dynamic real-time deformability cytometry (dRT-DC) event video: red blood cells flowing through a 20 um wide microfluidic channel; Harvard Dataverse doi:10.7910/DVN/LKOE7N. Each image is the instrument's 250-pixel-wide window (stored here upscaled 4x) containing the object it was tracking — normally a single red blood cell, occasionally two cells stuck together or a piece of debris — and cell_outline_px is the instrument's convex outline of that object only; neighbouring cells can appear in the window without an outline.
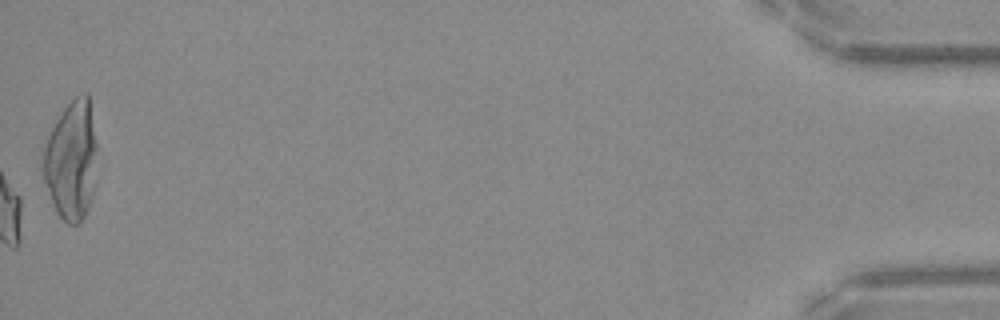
{"species": "Egyptian fruit bat (a non-hibernating species)", "species_latin": "Rousettus aegyptiacus", "temperature_condition": "warm", "stored_images_in_passage": 52, "camera_frame_rate_fps": 3000, "um_per_image_px": 0.085, "frame": {"image": 1, "passage_image": 52, "time_ms": 17.0, "image_size_px": [1000, 320], "cell_outline_px": [[96, 148], [92, 192], [84, 216], [80, 224], [68, 224], [56, 212], [44, 180], [44, 148], [48, 132], [64, 108], [80, 92], [88, 92], [96, 144]], "centroid_in_image_um": [6.05, 13.59], "position_along_channel_um": 429.1, "area_um2": 36.76}, "authors_computed_cell_mechanics": {"area_um2": 18.9584, "velocity_mm_per_s": 3.9549, "shape_relaxation_time_tau1_ms": 6.3723, "shape_relaxation_time_tau2_ms": 1.3542, "deformation_change_tau1": 0.1915, "deformation_change_tau2": 0.0835}}